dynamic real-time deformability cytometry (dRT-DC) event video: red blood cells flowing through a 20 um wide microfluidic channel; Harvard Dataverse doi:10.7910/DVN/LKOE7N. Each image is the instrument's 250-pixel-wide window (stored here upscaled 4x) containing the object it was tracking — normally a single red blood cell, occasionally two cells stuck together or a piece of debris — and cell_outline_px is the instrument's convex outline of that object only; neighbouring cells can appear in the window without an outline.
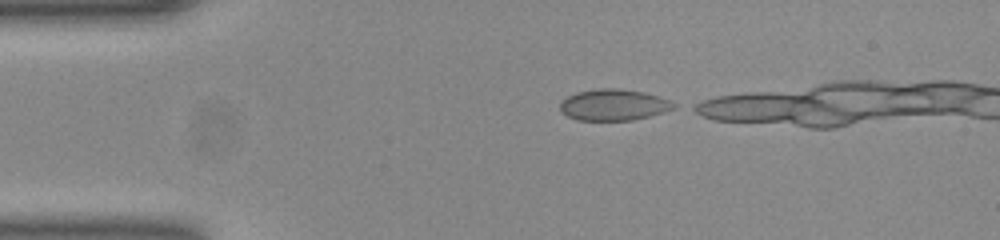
{"species": "common noctule bat (a hibernating species)", "species_latin": "Nyctalus noctula", "temperature_condition": "room temperature", "stored_images_in_passage": 9, "camera_frame_rate_fps": 3000, "um_per_image_px": 0.085, "animal": {"sex": "female", "body_mass_g": 23.0, "forearm_length_mm": 53.4}, "frame": {"image": 1, "passage_image": 1, "time_ms": 0.0, "image_size_px": [1000, 240], "cell_outline_px": [[676, 108], [664, 112], [632, 120], [576, 120], [560, 112], [560, 100], [576, 92], [596, 88], [616, 88], [644, 92], [660, 96], [676, 104]], "centroid_in_image_um": [52.13, 8.9], "position_along_channel_um": 32.9, "area_um2": 20.87}}
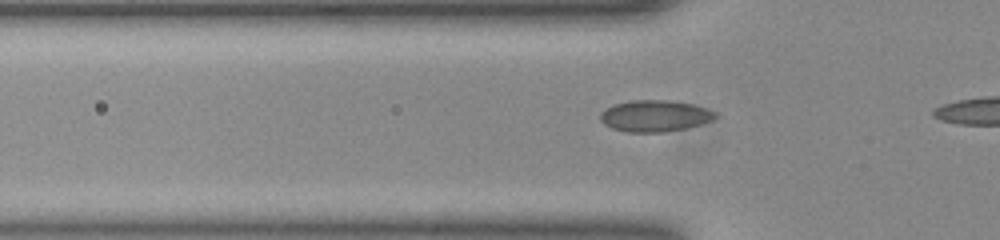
{"frame": {"image": 2, "passage_image": 7, "time_ms": 2.0, "image_size_px": [1000, 240], "cell_outline_px": [[716, 116], [712, 120], [700, 124], [684, 128], [664, 132], [628, 132], [612, 128], [604, 124], [600, 120], [600, 112], [616, 104], [632, 100], [668, 100], [692, 104], [716, 112]], "centroid_in_image_um": [55.64, 9.85], "position_along_channel_um": 70.2, "area_um2": 20.81}}